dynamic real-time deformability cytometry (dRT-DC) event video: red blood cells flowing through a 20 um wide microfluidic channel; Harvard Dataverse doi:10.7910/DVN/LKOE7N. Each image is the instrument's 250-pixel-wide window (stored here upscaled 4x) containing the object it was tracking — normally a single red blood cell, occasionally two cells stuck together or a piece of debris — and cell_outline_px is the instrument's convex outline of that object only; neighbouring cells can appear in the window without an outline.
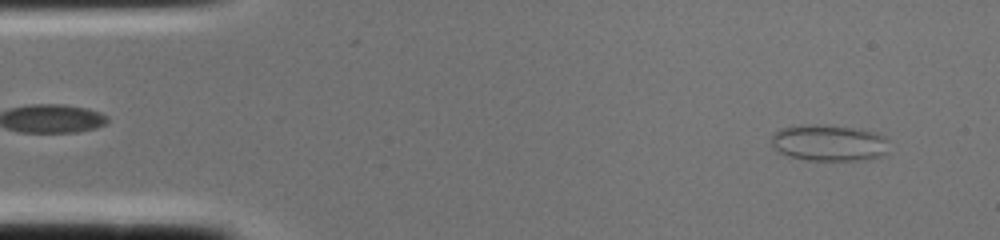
{"species": "common noctule bat (a hibernating species)", "species_latin": "Nyctalus noctula", "temperature_condition": "cold", "stored_images_in_passage": 2, "camera_frame_rate_fps": 3000, "um_per_image_px": 0.085, "animal": {"sex": "female", "body_mass_g": 22.0, "forearm_length_mm": 56.7}, "frame": {"image": 1, "passage_image": 2, "time_ms": 0.333, "image_size_px": [1000, 240], "cell_outline_px": [[888, 152], [880, 156], [868, 160], [804, 160], [788, 156], [780, 152], [772, 144], [772, 136], [780, 128], [800, 124], [816, 124], [852, 128], [876, 132], [884, 136], [888, 140]], "centroid_in_image_um": [70.48, 12.14], "position_along_channel_um": 14.5, "area_um2": 25.09}}